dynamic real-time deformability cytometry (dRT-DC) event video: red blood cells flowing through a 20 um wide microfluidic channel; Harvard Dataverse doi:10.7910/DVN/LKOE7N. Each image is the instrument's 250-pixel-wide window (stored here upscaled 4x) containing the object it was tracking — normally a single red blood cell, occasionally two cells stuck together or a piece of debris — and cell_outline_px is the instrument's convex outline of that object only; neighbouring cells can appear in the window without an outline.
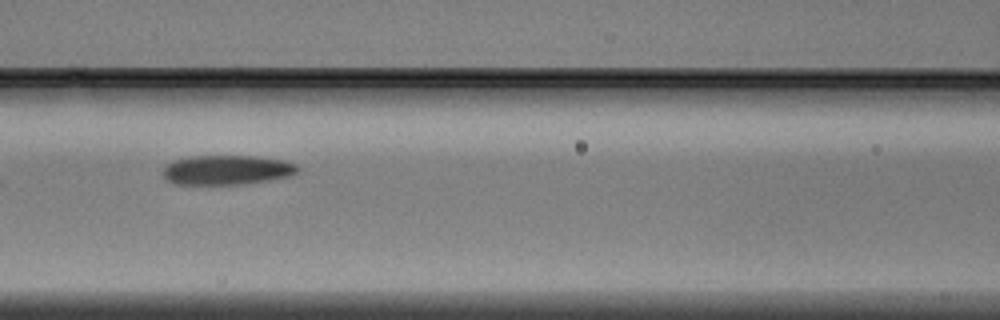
{"species": "Egyptian fruit bat (a non-hibernating species)", "species_latin": "Rousettus aegyptiacus", "temperature_condition": "warm", "stored_images_in_passage": 4, "camera_frame_rate_fps": 3000, "um_per_image_px": 0.085, "animal": {"sex": "male"}, "frame": {"image": 1, "passage_image": 3, "time_ms": 0.667, "image_size_px": [1000, 320], "cell_outline_px": [[300, 168], [296, 172], [288, 176], [268, 180], [244, 184], [176, 184], [168, 180], [164, 176], [164, 168], [172, 160], [192, 156], [256, 156], [284, 160], [296, 164]], "centroid_in_image_um": [19.3, 14.44], "position_along_channel_um": 147.3, "area_um2": 23.06}}